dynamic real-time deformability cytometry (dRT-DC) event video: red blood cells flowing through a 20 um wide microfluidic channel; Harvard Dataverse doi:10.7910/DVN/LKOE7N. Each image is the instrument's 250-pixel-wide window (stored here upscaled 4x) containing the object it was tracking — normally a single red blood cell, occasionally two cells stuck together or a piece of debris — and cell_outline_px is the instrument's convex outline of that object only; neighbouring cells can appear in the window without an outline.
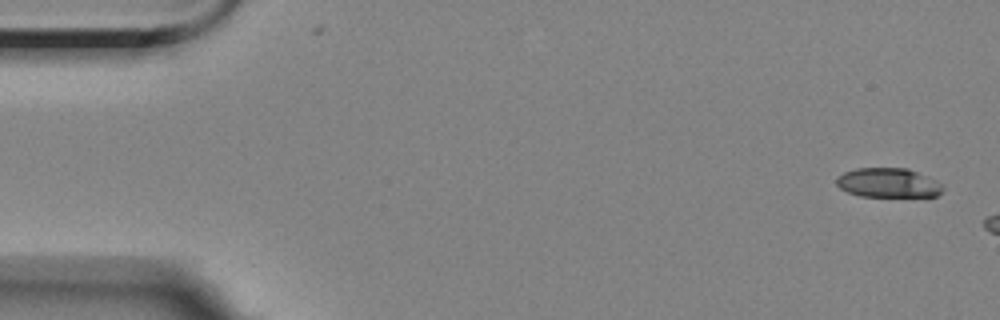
{"species": "Egyptian fruit bat (a non-hibernating species)", "species_latin": "Rousettus aegyptiacus", "temperature_condition": "room temperature", "stored_images_in_passage": 3, "camera_frame_rate_fps": 3000, "um_per_image_px": 0.085, "animal": {"sex": "female"}, "frame": {"image": 1, "passage_image": 1, "time_ms": 0.0, "image_size_px": [1000, 320], "cell_outline_px": [[944, 188], [936, 196], [860, 196], [848, 192], [840, 188], [836, 184], [836, 180], [844, 172], [856, 168], [908, 168], [936, 180]], "centroid_in_image_um": [75.49, 15.53], "position_along_channel_um": 9.5, "area_um2": 18.03}}